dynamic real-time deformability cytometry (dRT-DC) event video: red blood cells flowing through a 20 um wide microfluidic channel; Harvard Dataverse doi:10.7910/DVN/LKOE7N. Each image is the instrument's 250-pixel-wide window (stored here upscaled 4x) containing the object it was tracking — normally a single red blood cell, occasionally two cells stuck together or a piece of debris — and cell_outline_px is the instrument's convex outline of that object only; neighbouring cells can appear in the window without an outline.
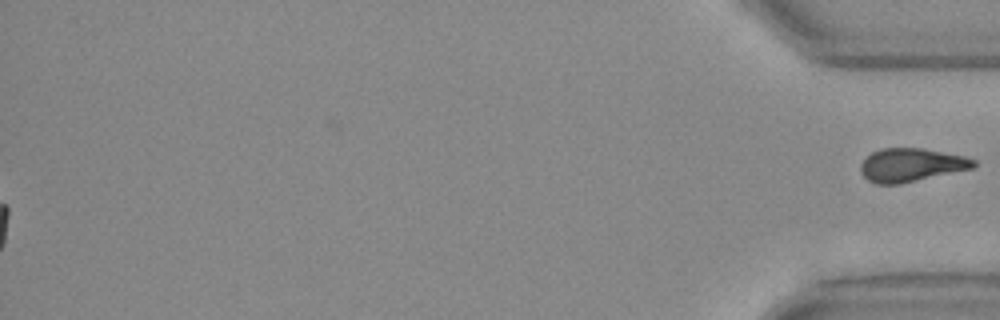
{"species": "Egyptian fruit bat (a non-hibernating species)", "species_latin": "Rousettus aegyptiacus", "temperature_condition": "warm", "stored_images_in_passage": 56, "segment_of_instrument_passage": [2, 2], "camera_frame_rate_fps": 3000, "um_per_image_px": 0.085, "animal": {"sex": "female"}, "frame": {"image": 1, "passage_image": 56, "time_ms": 18.333, "image_size_px": [1000, 320], "cell_outline_px": [[976, 164], [972, 168], [900, 184], [876, 184], [868, 180], [860, 172], [860, 164], [872, 152], [880, 148], [924, 148], [964, 156], [976, 160]], "centroid_in_image_um": [77.43, 14.02], "position_along_channel_um": 357.8, "area_um2": 21.91}}